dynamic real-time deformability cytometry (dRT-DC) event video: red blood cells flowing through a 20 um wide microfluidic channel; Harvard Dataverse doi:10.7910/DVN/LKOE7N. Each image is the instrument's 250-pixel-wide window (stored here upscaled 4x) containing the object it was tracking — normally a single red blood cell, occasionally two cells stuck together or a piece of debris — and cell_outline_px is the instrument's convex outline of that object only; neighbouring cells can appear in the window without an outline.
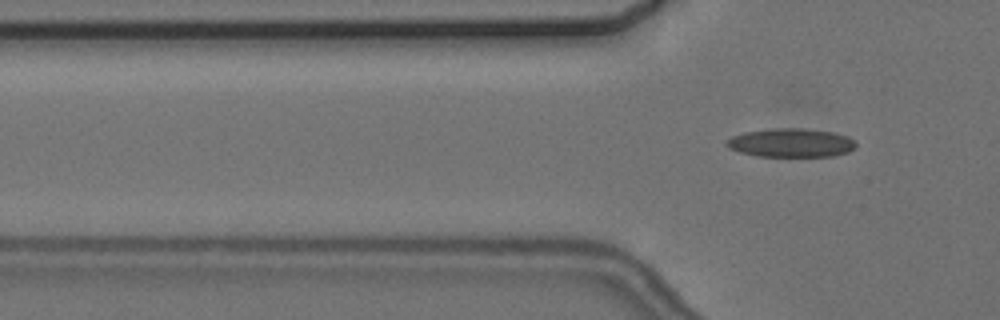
{"species": "common noctule bat (a hibernating species)", "species_latin": "Nyctalus noctula", "temperature_condition": "cold", "stored_images_in_passage": 5, "camera_frame_rate_fps": 3000, "um_per_image_px": 0.085, "animal": {"sex": "female", "body_mass_g": 24.6, "forearm_length_mm": 56.2}, "frame": {"image": 1, "passage_image": 5, "time_ms": 4.667, "image_size_px": [1000, 320], "cell_outline_px": [[856, 148], [848, 152], [832, 156], [756, 156], [740, 152], [728, 148], [724, 144], [732, 136], [744, 132], [776, 128], [804, 128], [832, 132], [848, 136], [856, 140]], "centroid_in_image_um": [67.26, 12.14], "position_along_channel_um": 58.5, "area_um2": 21.73}}